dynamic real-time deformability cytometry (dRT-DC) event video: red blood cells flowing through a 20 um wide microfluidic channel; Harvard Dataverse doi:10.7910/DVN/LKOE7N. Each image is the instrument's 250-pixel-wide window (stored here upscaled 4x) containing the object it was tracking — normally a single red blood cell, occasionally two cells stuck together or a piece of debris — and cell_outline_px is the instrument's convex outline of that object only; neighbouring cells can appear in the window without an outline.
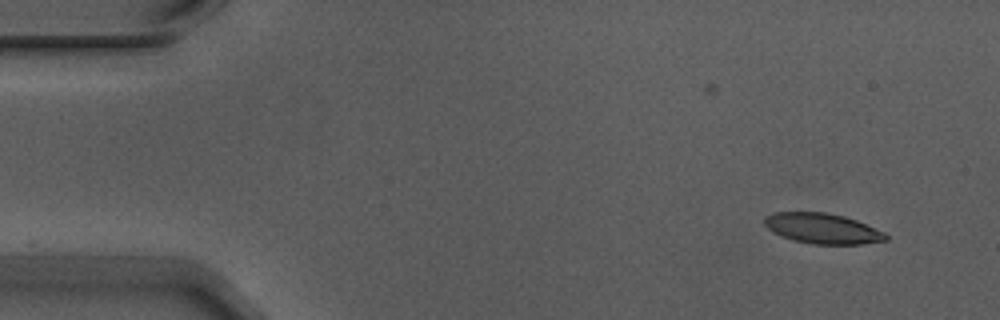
{"species": "Egyptian fruit bat (a non-hibernating species)", "species_latin": "Rousettus aegyptiacus", "temperature_condition": "warm", "stored_images_in_passage": 4, "camera_frame_rate_fps": 3000, "um_per_image_px": 0.085, "animal": {"sex": "male"}, "frame": {"image": 1, "passage_image": 1, "time_ms": 0.0, "image_size_px": [1000, 320], "cell_outline_px": [[888, 240], [860, 244], [812, 244], [792, 240], [772, 232], [764, 224], [764, 216], [776, 212], [824, 212], [844, 216], [856, 220], [884, 232], [888, 236]], "centroid_in_image_um": [69.89, 19.42], "position_along_channel_um": 15.1, "area_um2": 21.44}}
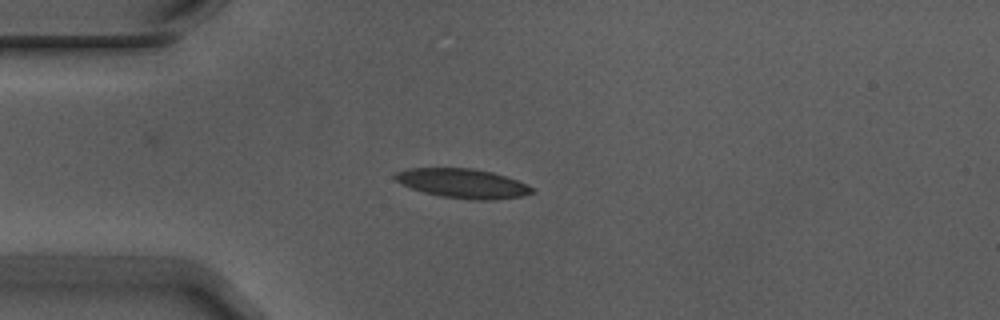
{"frame": {"image": 2, "passage_image": 4, "time_ms": 1.0, "image_size_px": [1000, 320], "cell_outline_px": [[536, 192], [524, 196], [488, 200], [472, 200], [440, 196], [424, 192], [400, 184], [392, 176], [396, 172], [408, 168], [472, 168], [492, 172], [528, 184], [536, 188]], "centroid_in_image_um": [39.35, 15.59], "position_along_channel_um": 45.6, "area_um2": 23.58}}